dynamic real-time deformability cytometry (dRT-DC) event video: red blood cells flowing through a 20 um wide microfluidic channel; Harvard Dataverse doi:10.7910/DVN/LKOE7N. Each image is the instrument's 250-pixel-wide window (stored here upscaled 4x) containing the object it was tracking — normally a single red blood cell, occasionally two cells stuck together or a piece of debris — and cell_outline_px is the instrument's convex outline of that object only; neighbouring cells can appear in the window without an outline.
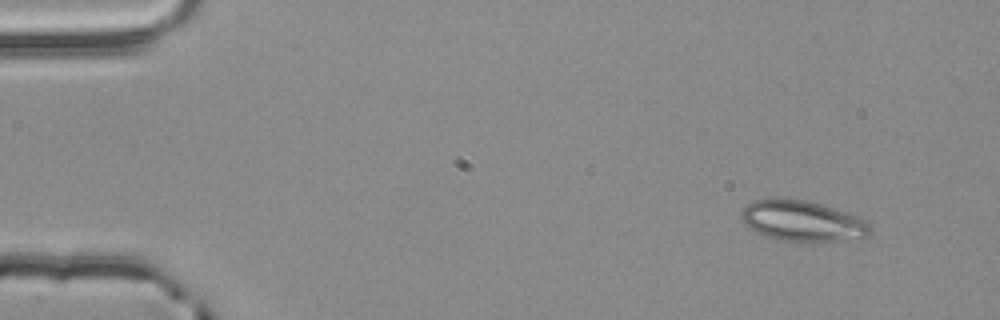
{"species": "common noctule bat (a hibernating species)", "species_latin": "Nyctalus noctula", "temperature_condition": "room temperature", "stored_images_in_passage": 2, "camera_frame_rate_fps": 3000, "um_per_image_px": 0.085, "animal": {"sex": "male", "body_mass_g": 20.4}, "frame": {"image": 1, "passage_image": 1, "time_ms": 0.0, "image_size_px": [1000, 320], "cell_outline_px": [[872, 228], [868, 236], [864, 240], [812, 244], [784, 240], [768, 236], [756, 232], [744, 224], [740, 212], [752, 200], [804, 200], [820, 204], [868, 220], [872, 224]], "centroid_in_image_um": [68.34, 18.86], "position_along_channel_um": 16.7, "area_um2": 31.04}}